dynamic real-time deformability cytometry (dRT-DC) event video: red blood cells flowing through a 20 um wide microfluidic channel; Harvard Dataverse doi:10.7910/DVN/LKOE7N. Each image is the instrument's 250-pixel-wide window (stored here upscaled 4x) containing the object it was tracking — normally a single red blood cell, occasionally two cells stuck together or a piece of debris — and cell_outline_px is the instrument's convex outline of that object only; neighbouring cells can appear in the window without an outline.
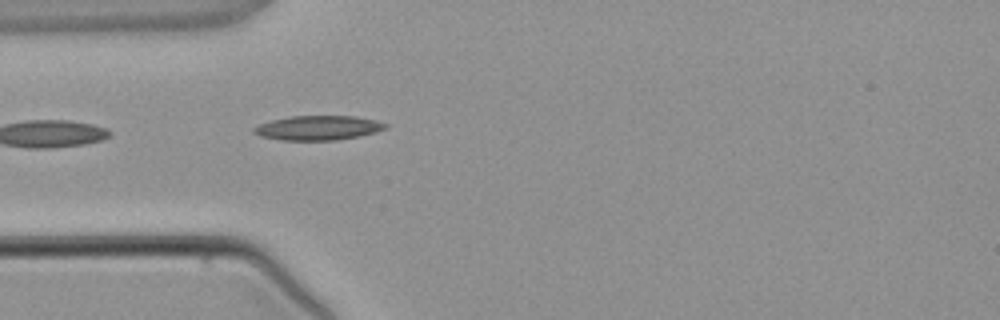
{"species": "common noctule bat (a hibernating species)", "species_latin": "Nyctalus noctula", "temperature_condition": "warm", "stored_images_in_passage": 1, "camera_frame_rate_fps": 3000, "um_per_image_px": 0.085, "animal": {"sex": "male", "body_mass_g": 21.5, "forearm_length_mm": 52.0}, "frame": {"image": 1, "passage_image": 1, "time_ms": 0.0, "image_size_px": [1000, 320], "cell_outline_px": [[388, 128], [376, 132], [360, 136], [336, 140], [280, 140], [260, 136], [252, 132], [252, 128], [260, 124], [272, 120], [292, 116], [356, 116], [376, 120], [388, 124]], "centroid_in_image_um": [27.06, 10.87], "position_along_channel_um": 57.9, "area_um2": 18.84}}